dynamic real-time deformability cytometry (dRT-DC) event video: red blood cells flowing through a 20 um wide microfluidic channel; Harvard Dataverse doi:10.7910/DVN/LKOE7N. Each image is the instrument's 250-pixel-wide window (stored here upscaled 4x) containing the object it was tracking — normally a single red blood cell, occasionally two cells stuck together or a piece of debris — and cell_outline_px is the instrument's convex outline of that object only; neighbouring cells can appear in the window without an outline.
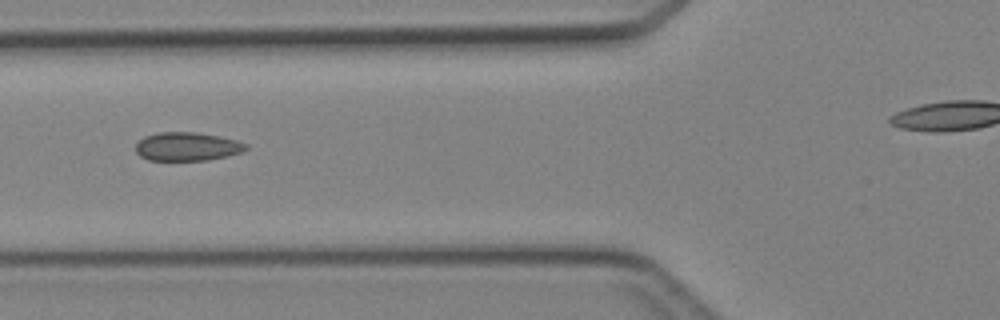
{"species": "Egyptian fruit bat (a non-hibernating species)", "species_latin": "Rousettus aegyptiacus", "temperature_condition": "cold", "stored_images_in_passage": 7, "camera_frame_rate_fps": 3000, "um_per_image_px": 0.085, "animal": {"sex": "female"}, "frame": {"image": 1, "passage_image": 6, "time_ms": 5.667, "image_size_px": [1000, 320], "cell_outline_px": [[248, 148], [240, 152], [228, 156], [208, 160], [148, 160], [140, 156], [136, 152], [136, 144], [144, 136], [156, 132], [196, 132], [236, 140], [248, 144]], "centroid_in_image_um": [15.89, 12.45], "position_along_channel_um": 109.9, "area_um2": 18.32}}